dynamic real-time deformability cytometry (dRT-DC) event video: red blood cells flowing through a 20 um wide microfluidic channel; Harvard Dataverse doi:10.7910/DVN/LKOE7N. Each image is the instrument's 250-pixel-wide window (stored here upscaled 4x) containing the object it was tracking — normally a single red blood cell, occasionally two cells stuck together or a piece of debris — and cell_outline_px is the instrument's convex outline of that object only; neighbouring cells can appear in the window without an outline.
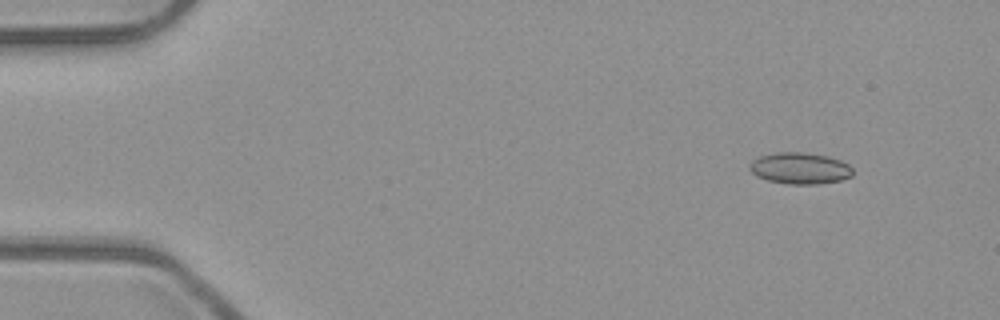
{"species": "common noctule bat (a hibernating species)", "species_latin": "Nyctalus noctula", "temperature_condition": "room temperature", "stored_images_in_passage": 3, "camera_frame_rate_fps": 3000, "um_per_image_px": 0.085, "animal": {"sex": "male", "body_mass_g": 23.1, "forearm_length_mm": 52.7}, "frame": {"image": 1, "passage_image": 1, "time_ms": 0.0, "image_size_px": [1000, 320], "cell_outline_px": [[852, 176], [844, 180], [820, 184], [788, 184], [768, 180], [756, 176], [748, 168], [752, 160], [760, 156], [776, 152], [800, 152], [828, 156], [840, 160], [848, 164], [852, 168]], "centroid_in_image_um": [68.01, 14.31], "position_along_channel_um": 17.0, "area_um2": 19.02}}